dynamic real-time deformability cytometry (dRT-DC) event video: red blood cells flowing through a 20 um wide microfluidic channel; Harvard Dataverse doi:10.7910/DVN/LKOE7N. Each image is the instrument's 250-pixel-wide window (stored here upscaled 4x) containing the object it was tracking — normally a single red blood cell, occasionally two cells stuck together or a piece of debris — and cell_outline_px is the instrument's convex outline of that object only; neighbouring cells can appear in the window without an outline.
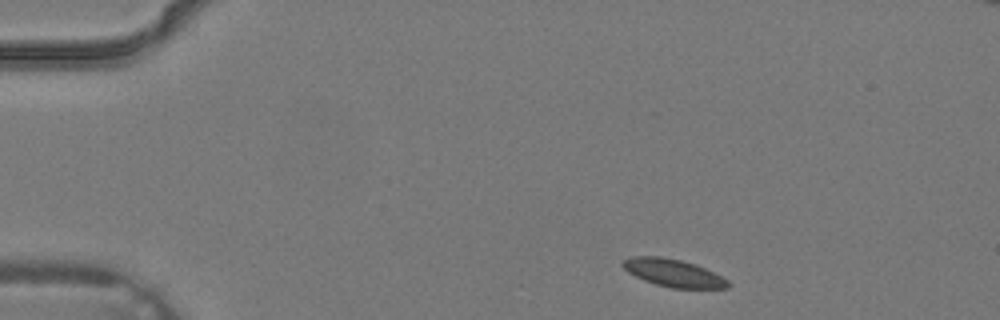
{"species": "common noctule bat (a hibernating species)", "species_latin": "Nyctalus noctula", "temperature_condition": "warm", "stored_images_in_passage": 3, "camera_frame_rate_fps": 3000, "um_per_image_px": 0.085, "animal": {"sex": "male", "body_mass_g": 19.2, "forearm_length_mm": 51.8}, "frame": {"image": 1, "passage_image": 1, "time_ms": 0.0, "image_size_px": [1000, 320], "cell_outline_px": [[732, 284], [728, 288], [672, 288], [656, 284], [644, 280], [628, 272], [620, 264], [624, 260], [632, 256], [660, 256], [680, 260], [696, 264], [728, 280]], "centroid_in_image_um": [57.23, 23.2], "position_along_channel_um": 27.8, "area_um2": 16.82}}